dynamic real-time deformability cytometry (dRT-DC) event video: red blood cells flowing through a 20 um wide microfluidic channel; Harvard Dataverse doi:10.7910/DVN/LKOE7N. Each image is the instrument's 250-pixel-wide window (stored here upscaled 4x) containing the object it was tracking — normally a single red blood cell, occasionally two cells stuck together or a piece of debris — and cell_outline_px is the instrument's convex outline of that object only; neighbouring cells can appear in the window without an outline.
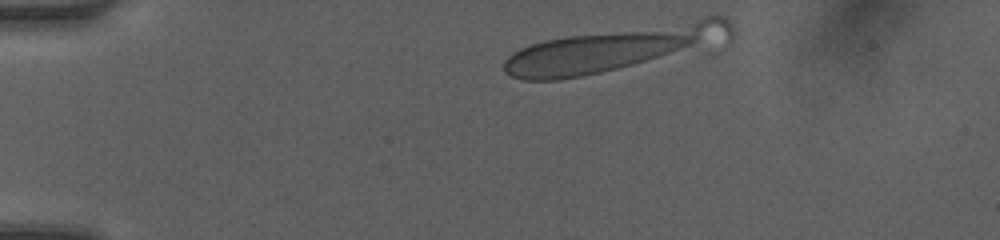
{"species": "human", "species_latin": "Homo sapiens", "temperature_condition": "room temperature", "stored_images_in_passage": 16, "camera_frame_rate_fps": 3000, "um_per_image_px": 0.085, "donor": {"sex": "female"}, "frame": {"image": 1, "passage_image": 1, "time_ms": 0.0, "image_size_px": [1000, 240], "cell_outline_px": [[732, 40], [600, 72], [560, 80], [524, 80], [512, 76], [504, 72], [504, 60], [512, 52], [520, 48], [544, 40], [568, 36], [708, 16], [724, 16], [732, 24]], "centroid_in_image_um": [52.2, 4.11], "position_along_channel_um": 32.8, "area_um2": 57.57}}
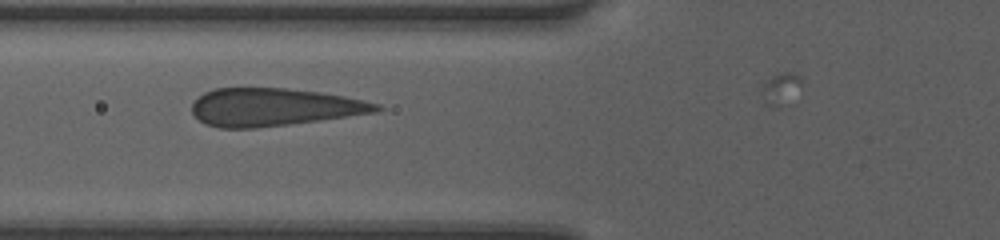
{"frame": {"image": 2, "passage_image": 10, "time_ms": 3.0, "image_size_px": [1000, 240], "cell_outline_px": [[384, 108], [376, 112], [348, 116], [288, 124], [256, 128], [220, 128], [204, 124], [192, 112], [192, 104], [204, 92], [216, 88], [284, 88], [320, 92], [344, 96], [380, 104]], "centroid_in_image_um": [23.26, 9.1], "position_along_channel_um": 102.5, "area_um2": 40.34}}
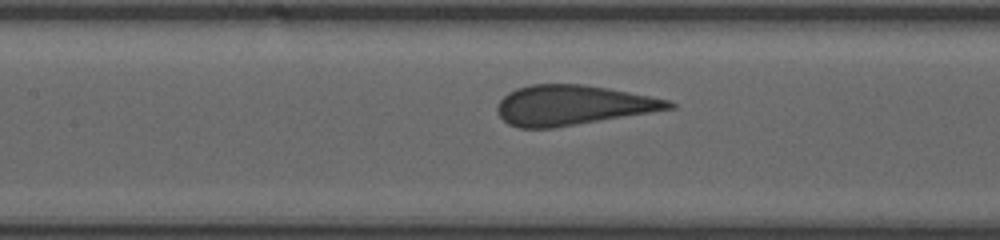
{"frame": {"image": 3, "passage_image": 14, "time_ms": 4.333, "image_size_px": [1000, 240], "cell_outline_px": [[676, 108], [552, 128], [520, 128], [508, 124], [496, 112], [496, 108], [500, 100], [508, 92], [516, 88], [532, 84], [584, 84], [608, 88], [668, 100], [676, 104]], "centroid_in_image_um": [48.64, 8.94], "position_along_channel_um": 158.8, "area_um2": 39.65}}